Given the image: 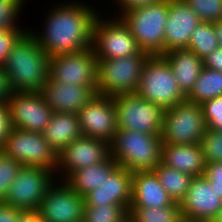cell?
Segmentation results:
<instances>
[{
  "mask_svg": "<svg viewBox=\"0 0 222 222\" xmlns=\"http://www.w3.org/2000/svg\"><path fill=\"white\" fill-rule=\"evenodd\" d=\"M153 171L170 198L174 202L181 203L187 195L193 177L162 163L154 168Z\"/></svg>",
  "mask_w": 222,
  "mask_h": 222,
  "instance_id": "484cf974",
  "label": "cell"
},
{
  "mask_svg": "<svg viewBox=\"0 0 222 222\" xmlns=\"http://www.w3.org/2000/svg\"><path fill=\"white\" fill-rule=\"evenodd\" d=\"M173 203L154 171L132 173V197L129 207L158 208Z\"/></svg>",
  "mask_w": 222,
  "mask_h": 222,
  "instance_id": "44dd1931",
  "label": "cell"
},
{
  "mask_svg": "<svg viewBox=\"0 0 222 222\" xmlns=\"http://www.w3.org/2000/svg\"><path fill=\"white\" fill-rule=\"evenodd\" d=\"M162 144L159 135L118 129L109 143L110 156L131 173L153 171L161 163Z\"/></svg>",
  "mask_w": 222,
  "mask_h": 222,
  "instance_id": "3957f363",
  "label": "cell"
},
{
  "mask_svg": "<svg viewBox=\"0 0 222 222\" xmlns=\"http://www.w3.org/2000/svg\"><path fill=\"white\" fill-rule=\"evenodd\" d=\"M118 166L119 164L109 156L104 162L76 170L63 181L72 190L85 197L100 186Z\"/></svg>",
  "mask_w": 222,
  "mask_h": 222,
  "instance_id": "d4e9b609",
  "label": "cell"
},
{
  "mask_svg": "<svg viewBox=\"0 0 222 222\" xmlns=\"http://www.w3.org/2000/svg\"><path fill=\"white\" fill-rule=\"evenodd\" d=\"M55 174L44 167L22 166L3 202L21 210H38L48 189L55 182Z\"/></svg>",
  "mask_w": 222,
  "mask_h": 222,
  "instance_id": "8fae6325",
  "label": "cell"
},
{
  "mask_svg": "<svg viewBox=\"0 0 222 222\" xmlns=\"http://www.w3.org/2000/svg\"><path fill=\"white\" fill-rule=\"evenodd\" d=\"M17 222H45L38 210H21Z\"/></svg>",
  "mask_w": 222,
  "mask_h": 222,
  "instance_id": "7bdbcfd3",
  "label": "cell"
},
{
  "mask_svg": "<svg viewBox=\"0 0 222 222\" xmlns=\"http://www.w3.org/2000/svg\"><path fill=\"white\" fill-rule=\"evenodd\" d=\"M28 30L20 27L6 28L0 31V66L6 63L8 54L13 50L14 45Z\"/></svg>",
  "mask_w": 222,
  "mask_h": 222,
  "instance_id": "e575fe53",
  "label": "cell"
},
{
  "mask_svg": "<svg viewBox=\"0 0 222 222\" xmlns=\"http://www.w3.org/2000/svg\"><path fill=\"white\" fill-rule=\"evenodd\" d=\"M202 22L222 20V0H184Z\"/></svg>",
  "mask_w": 222,
  "mask_h": 222,
  "instance_id": "4dcf8cb0",
  "label": "cell"
},
{
  "mask_svg": "<svg viewBox=\"0 0 222 222\" xmlns=\"http://www.w3.org/2000/svg\"><path fill=\"white\" fill-rule=\"evenodd\" d=\"M204 67L222 72V47L213 50L203 60Z\"/></svg>",
  "mask_w": 222,
  "mask_h": 222,
  "instance_id": "ab89813d",
  "label": "cell"
},
{
  "mask_svg": "<svg viewBox=\"0 0 222 222\" xmlns=\"http://www.w3.org/2000/svg\"><path fill=\"white\" fill-rule=\"evenodd\" d=\"M21 209L0 201V222H17Z\"/></svg>",
  "mask_w": 222,
  "mask_h": 222,
  "instance_id": "60d3db41",
  "label": "cell"
},
{
  "mask_svg": "<svg viewBox=\"0 0 222 222\" xmlns=\"http://www.w3.org/2000/svg\"><path fill=\"white\" fill-rule=\"evenodd\" d=\"M77 114L83 136L111 142L118 130L112 96L96 93Z\"/></svg>",
  "mask_w": 222,
  "mask_h": 222,
  "instance_id": "5bb4252c",
  "label": "cell"
},
{
  "mask_svg": "<svg viewBox=\"0 0 222 222\" xmlns=\"http://www.w3.org/2000/svg\"><path fill=\"white\" fill-rule=\"evenodd\" d=\"M114 1L117 3L116 4L117 7L119 6L120 8L119 11H121L118 14L119 17V15H121L125 11L153 5L159 3L161 0H114Z\"/></svg>",
  "mask_w": 222,
  "mask_h": 222,
  "instance_id": "f35d334b",
  "label": "cell"
},
{
  "mask_svg": "<svg viewBox=\"0 0 222 222\" xmlns=\"http://www.w3.org/2000/svg\"><path fill=\"white\" fill-rule=\"evenodd\" d=\"M23 4L21 0H0V31L16 27Z\"/></svg>",
  "mask_w": 222,
  "mask_h": 222,
  "instance_id": "d590c367",
  "label": "cell"
},
{
  "mask_svg": "<svg viewBox=\"0 0 222 222\" xmlns=\"http://www.w3.org/2000/svg\"><path fill=\"white\" fill-rule=\"evenodd\" d=\"M150 56L149 53L140 51L128 57L98 60L97 93L106 96L135 93Z\"/></svg>",
  "mask_w": 222,
  "mask_h": 222,
  "instance_id": "5b68a950",
  "label": "cell"
},
{
  "mask_svg": "<svg viewBox=\"0 0 222 222\" xmlns=\"http://www.w3.org/2000/svg\"><path fill=\"white\" fill-rule=\"evenodd\" d=\"M201 106L207 129L222 132V96L206 100Z\"/></svg>",
  "mask_w": 222,
  "mask_h": 222,
  "instance_id": "836d02e7",
  "label": "cell"
},
{
  "mask_svg": "<svg viewBox=\"0 0 222 222\" xmlns=\"http://www.w3.org/2000/svg\"><path fill=\"white\" fill-rule=\"evenodd\" d=\"M97 63L91 47L77 53L59 54L51 57L49 78L69 86L92 87L97 92Z\"/></svg>",
  "mask_w": 222,
  "mask_h": 222,
  "instance_id": "7c38bea8",
  "label": "cell"
},
{
  "mask_svg": "<svg viewBox=\"0 0 222 222\" xmlns=\"http://www.w3.org/2000/svg\"><path fill=\"white\" fill-rule=\"evenodd\" d=\"M41 133L58 155L64 147L82 136L78 114L54 112L49 124Z\"/></svg>",
  "mask_w": 222,
  "mask_h": 222,
  "instance_id": "cb8c5ba5",
  "label": "cell"
},
{
  "mask_svg": "<svg viewBox=\"0 0 222 222\" xmlns=\"http://www.w3.org/2000/svg\"><path fill=\"white\" fill-rule=\"evenodd\" d=\"M162 56L170 65L180 90L187 96L204 67L203 59L187 49L169 51Z\"/></svg>",
  "mask_w": 222,
  "mask_h": 222,
  "instance_id": "603a6c76",
  "label": "cell"
},
{
  "mask_svg": "<svg viewBox=\"0 0 222 222\" xmlns=\"http://www.w3.org/2000/svg\"><path fill=\"white\" fill-rule=\"evenodd\" d=\"M135 93L164 109L171 108L186 100L170 65L162 55L149 57Z\"/></svg>",
  "mask_w": 222,
  "mask_h": 222,
  "instance_id": "8992f818",
  "label": "cell"
},
{
  "mask_svg": "<svg viewBox=\"0 0 222 222\" xmlns=\"http://www.w3.org/2000/svg\"><path fill=\"white\" fill-rule=\"evenodd\" d=\"M109 156L108 142L82 135L58 153L55 173L63 171L61 179L64 180L76 170L104 162Z\"/></svg>",
  "mask_w": 222,
  "mask_h": 222,
  "instance_id": "9a60e30c",
  "label": "cell"
},
{
  "mask_svg": "<svg viewBox=\"0 0 222 222\" xmlns=\"http://www.w3.org/2000/svg\"><path fill=\"white\" fill-rule=\"evenodd\" d=\"M206 130L201 104L185 100L165 109L161 140L163 144H199Z\"/></svg>",
  "mask_w": 222,
  "mask_h": 222,
  "instance_id": "52a82bcc",
  "label": "cell"
},
{
  "mask_svg": "<svg viewBox=\"0 0 222 222\" xmlns=\"http://www.w3.org/2000/svg\"><path fill=\"white\" fill-rule=\"evenodd\" d=\"M128 215L123 205L84 206L82 222H127Z\"/></svg>",
  "mask_w": 222,
  "mask_h": 222,
  "instance_id": "f546056e",
  "label": "cell"
},
{
  "mask_svg": "<svg viewBox=\"0 0 222 222\" xmlns=\"http://www.w3.org/2000/svg\"><path fill=\"white\" fill-rule=\"evenodd\" d=\"M130 222H185L181 203L174 202L167 207H129Z\"/></svg>",
  "mask_w": 222,
  "mask_h": 222,
  "instance_id": "83f0119b",
  "label": "cell"
},
{
  "mask_svg": "<svg viewBox=\"0 0 222 222\" xmlns=\"http://www.w3.org/2000/svg\"><path fill=\"white\" fill-rule=\"evenodd\" d=\"M169 0L123 12L119 17L131 31L141 51L164 54L165 24Z\"/></svg>",
  "mask_w": 222,
  "mask_h": 222,
  "instance_id": "277c9868",
  "label": "cell"
},
{
  "mask_svg": "<svg viewBox=\"0 0 222 222\" xmlns=\"http://www.w3.org/2000/svg\"><path fill=\"white\" fill-rule=\"evenodd\" d=\"M45 18V30L41 34L30 32L49 57L77 53L92 45V29L99 14L83 2L57 5Z\"/></svg>",
  "mask_w": 222,
  "mask_h": 222,
  "instance_id": "6da1fadb",
  "label": "cell"
},
{
  "mask_svg": "<svg viewBox=\"0 0 222 222\" xmlns=\"http://www.w3.org/2000/svg\"><path fill=\"white\" fill-rule=\"evenodd\" d=\"M200 23H202L200 17L184 0H169L164 53L187 49L191 33Z\"/></svg>",
  "mask_w": 222,
  "mask_h": 222,
  "instance_id": "ac0fdd59",
  "label": "cell"
},
{
  "mask_svg": "<svg viewBox=\"0 0 222 222\" xmlns=\"http://www.w3.org/2000/svg\"><path fill=\"white\" fill-rule=\"evenodd\" d=\"M199 145L206 163L222 162V132L207 129Z\"/></svg>",
  "mask_w": 222,
  "mask_h": 222,
  "instance_id": "d6a6232c",
  "label": "cell"
},
{
  "mask_svg": "<svg viewBox=\"0 0 222 222\" xmlns=\"http://www.w3.org/2000/svg\"><path fill=\"white\" fill-rule=\"evenodd\" d=\"M0 151L20 162L22 166L44 167L55 172L57 170V154L41 132L11 127Z\"/></svg>",
  "mask_w": 222,
  "mask_h": 222,
  "instance_id": "9c48e42d",
  "label": "cell"
},
{
  "mask_svg": "<svg viewBox=\"0 0 222 222\" xmlns=\"http://www.w3.org/2000/svg\"><path fill=\"white\" fill-rule=\"evenodd\" d=\"M12 93L9 78L4 68L0 66V103H7Z\"/></svg>",
  "mask_w": 222,
  "mask_h": 222,
  "instance_id": "b9f144b4",
  "label": "cell"
},
{
  "mask_svg": "<svg viewBox=\"0 0 222 222\" xmlns=\"http://www.w3.org/2000/svg\"><path fill=\"white\" fill-rule=\"evenodd\" d=\"M203 175L208 179L212 189L222 198V162L206 163Z\"/></svg>",
  "mask_w": 222,
  "mask_h": 222,
  "instance_id": "8d00e7d4",
  "label": "cell"
},
{
  "mask_svg": "<svg viewBox=\"0 0 222 222\" xmlns=\"http://www.w3.org/2000/svg\"><path fill=\"white\" fill-rule=\"evenodd\" d=\"M214 32L216 34L219 46L222 47V20L214 22Z\"/></svg>",
  "mask_w": 222,
  "mask_h": 222,
  "instance_id": "ee69618b",
  "label": "cell"
},
{
  "mask_svg": "<svg viewBox=\"0 0 222 222\" xmlns=\"http://www.w3.org/2000/svg\"><path fill=\"white\" fill-rule=\"evenodd\" d=\"M118 129L161 136L165 109L136 93L112 96Z\"/></svg>",
  "mask_w": 222,
  "mask_h": 222,
  "instance_id": "ba28073f",
  "label": "cell"
},
{
  "mask_svg": "<svg viewBox=\"0 0 222 222\" xmlns=\"http://www.w3.org/2000/svg\"><path fill=\"white\" fill-rule=\"evenodd\" d=\"M213 222H222V210L219 212V215Z\"/></svg>",
  "mask_w": 222,
  "mask_h": 222,
  "instance_id": "f6af8a7d",
  "label": "cell"
},
{
  "mask_svg": "<svg viewBox=\"0 0 222 222\" xmlns=\"http://www.w3.org/2000/svg\"><path fill=\"white\" fill-rule=\"evenodd\" d=\"M60 183H54L40 203L38 211L42 219L45 222H82L84 197L64 181Z\"/></svg>",
  "mask_w": 222,
  "mask_h": 222,
  "instance_id": "2e32d148",
  "label": "cell"
},
{
  "mask_svg": "<svg viewBox=\"0 0 222 222\" xmlns=\"http://www.w3.org/2000/svg\"><path fill=\"white\" fill-rule=\"evenodd\" d=\"M50 60L28 30L8 54L3 68L13 92H40L49 78Z\"/></svg>",
  "mask_w": 222,
  "mask_h": 222,
  "instance_id": "7a4b0ae2",
  "label": "cell"
},
{
  "mask_svg": "<svg viewBox=\"0 0 222 222\" xmlns=\"http://www.w3.org/2000/svg\"><path fill=\"white\" fill-rule=\"evenodd\" d=\"M91 48L97 60L128 57L141 51L120 17L104 20L99 14L93 24Z\"/></svg>",
  "mask_w": 222,
  "mask_h": 222,
  "instance_id": "30bf717a",
  "label": "cell"
},
{
  "mask_svg": "<svg viewBox=\"0 0 222 222\" xmlns=\"http://www.w3.org/2000/svg\"><path fill=\"white\" fill-rule=\"evenodd\" d=\"M132 197V173L118 166L108 178L84 197V206L123 205L128 211Z\"/></svg>",
  "mask_w": 222,
  "mask_h": 222,
  "instance_id": "ffe728a7",
  "label": "cell"
},
{
  "mask_svg": "<svg viewBox=\"0 0 222 222\" xmlns=\"http://www.w3.org/2000/svg\"><path fill=\"white\" fill-rule=\"evenodd\" d=\"M219 47L214 32V22H202L191 33L187 50L194 52L204 60L206 56Z\"/></svg>",
  "mask_w": 222,
  "mask_h": 222,
  "instance_id": "f1b7e54d",
  "label": "cell"
},
{
  "mask_svg": "<svg viewBox=\"0 0 222 222\" xmlns=\"http://www.w3.org/2000/svg\"><path fill=\"white\" fill-rule=\"evenodd\" d=\"M161 163L192 177L202 176L206 167L199 144H162Z\"/></svg>",
  "mask_w": 222,
  "mask_h": 222,
  "instance_id": "7402d4cb",
  "label": "cell"
},
{
  "mask_svg": "<svg viewBox=\"0 0 222 222\" xmlns=\"http://www.w3.org/2000/svg\"><path fill=\"white\" fill-rule=\"evenodd\" d=\"M97 92L92 87L69 86L48 78L40 94L56 113H78Z\"/></svg>",
  "mask_w": 222,
  "mask_h": 222,
  "instance_id": "d6986e66",
  "label": "cell"
},
{
  "mask_svg": "<svg viewBox=\"0 0 222 222\" xmlns=\"http://www.w3.org/2000/svg\"><path fill=\"white\" fill-rule=\"evenodd\" d=\"M21 167L20 162L0 151V201L7 196L11 183Z\"/></svg>",
  "mask_w": 222,
  "mask_h": 222,
  "instance_id": "1f68e13d",
  "label": "cell"
},
{
  "mask_svg": "<svg viewBox=\"0 0 222 222\" xmlns=\"http://www.w3.org/2000/svg\"><path fill=\"white\" fill-rule=\"evenodd\" d=\"M11 127L42 132L54 111L40 92H13L7 100Z\"/></svg>",
  "mask_w": 222,
  "mask_h": 222,
  "instance_id": "4fadbf2b",
  "label": "cell"
},
{
  "mask_svg": "<svg viewBox=\"0 0 222 222\" xmlns=\"http://www.w3.org/2000/svg\"><path fill=\"white\" fill-rule=\"evenodd\" d=\"M222 210V198L202 175L193 177L181 211L185 222H213Z\"/></svg>",
  "mask_w": 222,
  "mask_h": 222,
  "instance_id": "e0dca14e",
  "label": "cell"
},
{
  "mask_svg": "<svg viewBox=\"0 0 222 222\" xmlns=\"http://www.w3.org/2000/svg\"><path fill=\"white\" fill-rule=\"evenodd\" d=\"M11 129L7 103H0V148L3 146Z\"/></svg>",
  "mask_w": 222,
  "mask_h": 222,
  "instance_id": "74e56055",
  "label": "cell"
},
{
  "mask_svg": "<svg viewBox=\"0 0 222 222\" xmlns=\"http://www.w3.org/2000/svg\"><path fill=\"white\" fill-rule=\"evenodd\" d=\"M222 96V72L203 67L186 100L196 104Z\"/></svg>",
  "mask_w": 222,
  "mask_h": 222,
  "instance_id": "4316f807",
  "label": "cell"
}]
</instances>
